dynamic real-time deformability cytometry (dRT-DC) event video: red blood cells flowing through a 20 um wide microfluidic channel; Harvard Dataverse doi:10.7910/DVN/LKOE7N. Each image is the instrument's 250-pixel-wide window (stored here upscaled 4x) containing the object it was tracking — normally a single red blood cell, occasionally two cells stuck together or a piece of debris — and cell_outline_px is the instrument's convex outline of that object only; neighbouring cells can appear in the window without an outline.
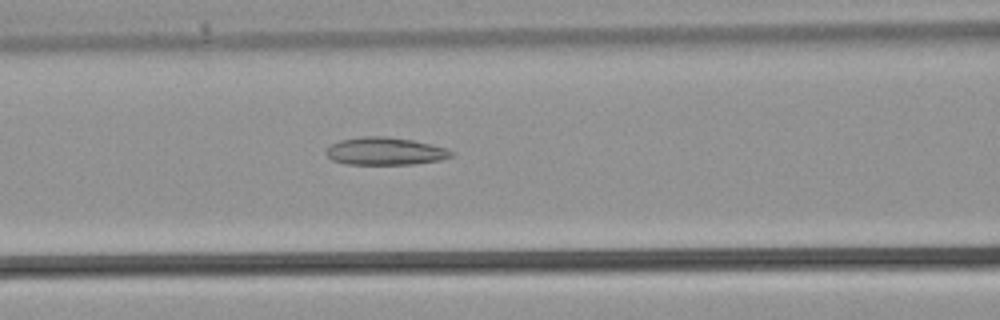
{"species": "common noctule bat (a hibernating species)", "species_latin": "Nyctalus noctula", "temperature_condition": "warm", "stored_images_in_passage": 34, "camera_frame_rate_fps": 3000, "um_per_image_px": 0.085, "animal": {"sex": "male", "body_mass_g": 21.5, "forearm_length_mm": 52.0}, "frame": {"image": 1, "passage_image": 14, "time_ms": 4.333, "image_size_px": [1000, 320], "cell_outline_px": [[452, 156], [440, 160], [412, 164], [344, 164], [332, 160], [324, 152], [332, 144], [340, 140], [360, 136], [384, 136], [412, 140], [432, 144], [448, 148], [452, 152]], "centroid_in_image_um": [32.72, 12.85], "position_along_channel_um": 133.9, "area_um2": 20.17}}
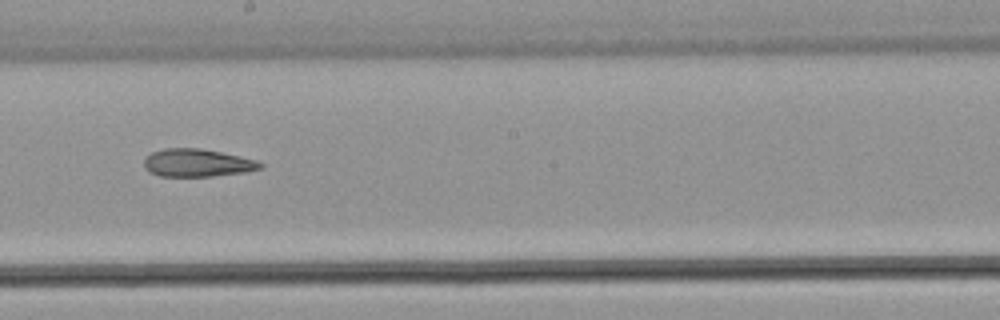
{"frame": {"image": 2, "passage_image": 19, "time_ms": 6.0, "image_size_px": [1000, 320], "cell_outline_px": [[264, 168], [244, 172], [212, 176], [160, 176], [148, 172], [144, 168], [144, 160], [152, 152], [164, 148], [200, 148], [220, 152], [256, 160], [264, 164]], "centroid_in_image_um": [16.75, 13.85], "position_along_channel_um": 231.4, "area_um2": 18.79}}
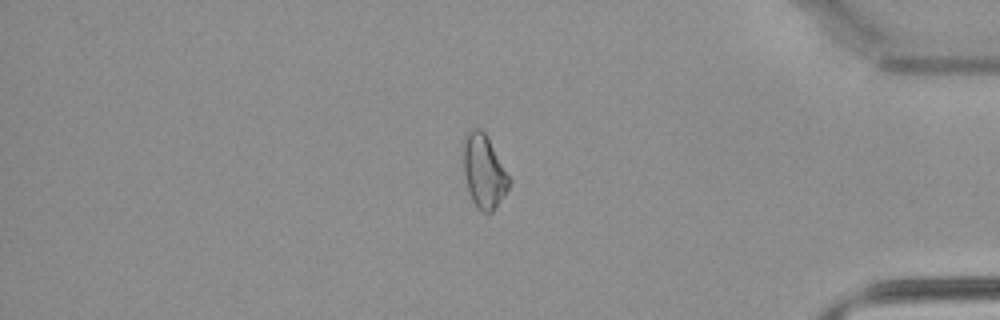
{"frame": {"image": 3, "passage_image": 29, "time_ms": 9.333, "image_size_px": [1000, 320], "cell_outline_px": [[512, 180], [508, 188], [492, 212], [480, 212], [476, 208], [472, 200], [468, 188], [464, 172], [464, 140], [468, 132], [472, 128], [480, 128], [484, 132]], "centroid_in_image_um": [41.14, 14.59], "position_along_channel_um": 394.1, "area_um2": 19.19}}